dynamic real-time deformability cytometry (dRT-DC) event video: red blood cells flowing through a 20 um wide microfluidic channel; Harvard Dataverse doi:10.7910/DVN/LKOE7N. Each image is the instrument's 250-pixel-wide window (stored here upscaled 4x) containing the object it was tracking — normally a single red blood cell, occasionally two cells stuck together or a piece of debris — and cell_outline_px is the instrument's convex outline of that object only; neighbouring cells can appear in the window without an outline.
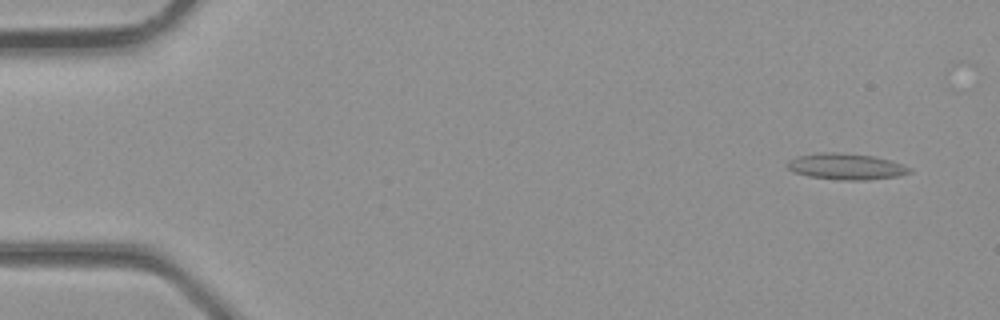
{"species": "common noctule bat (a hibernating species)", "species_latin": "Nyctalus noctula", "temperature_condition": "room temperature", "stored_images_in_passage": 3, "camera_frame_rate_fps": 3000, "um_per_image_px": 0.085, "animal": {"sex": "male", "body_mass_g": 23.1, "forearm_length_mm": 52.7}, "frame": {"image": 1, "passage_image": 1, "time_ms": 0.0, "image_size_px": [1000, 320], "cell_outline_px": [[912, 172], [900, 176], [868, 180], [840, 180], [808, 176], [796, 172], [788, 168], [788, 160], [796, 156], [820, 152], [836, 152], [872, 156], [888, 160], [912, 168]], "centroid_in_image_um": [71.92, 14.16], "position_along_channel_um": 13.1, "area_um2": 18.55}}